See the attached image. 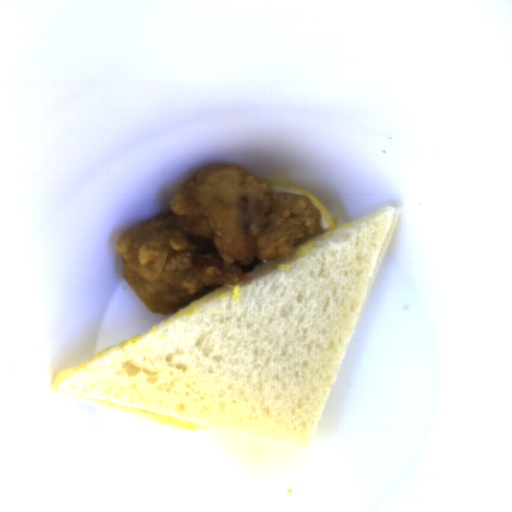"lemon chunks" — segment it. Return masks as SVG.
<instances>
[{
    "mask_svg": "<svg viewBox=\"0 0 512 512\" xmlns=\"http://www.w3.org/2000/svg\"><path fill=\"white\" fill-rule=\"evenodd\" d=\"M270 186L273 193H292L307 197L313 203L314 207L320 210L321 232L334 230L335 226L327 208L315 195L286 182H270Z\"/></svg>",
    "mask_w": 512,
    "mask_h": 512,
    "instance_id": "e0be4373",
    "label": "lemon chunks"
}]
</instances>
